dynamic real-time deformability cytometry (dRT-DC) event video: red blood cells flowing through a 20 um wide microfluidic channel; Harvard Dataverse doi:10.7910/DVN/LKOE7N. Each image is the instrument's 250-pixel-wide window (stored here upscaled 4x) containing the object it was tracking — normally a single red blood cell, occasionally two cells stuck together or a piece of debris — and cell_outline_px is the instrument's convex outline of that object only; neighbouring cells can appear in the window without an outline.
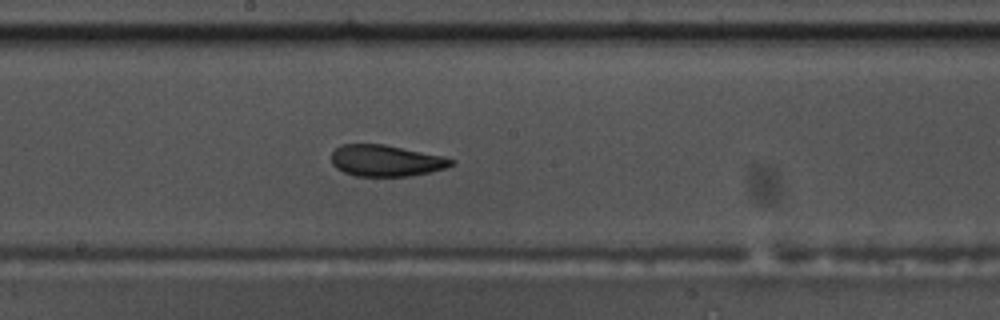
{"species": "common noctule bat (a hibernating species)", "species_latin": "Nyctalus noctula", "temperature_condition": "warm", "stored_images_in_passage": 47, "camera_frame_rate_fps": 3000, "um_per_image_px": 0.085, "animal": {"sex": "male", "body_mass_g": 17.5, "forearm_length_mm": 52.3}, "frame": {"image": 1, "passage_image": 21, "time_ms": 6.667, "image_size_px": [1000, 320], "cell_outline_px": [[456, 160], [452, 164], [444, 168], [412, 176], [356, 176], [344, 172], [336, 168], [332, 164], [332, 152], [340, 144], [384, 144], [444, 156]], "centroid_in_image_um": [32.79, 13.65], "position_along_channel_um": 215.4, "area_um2": 21.91}}
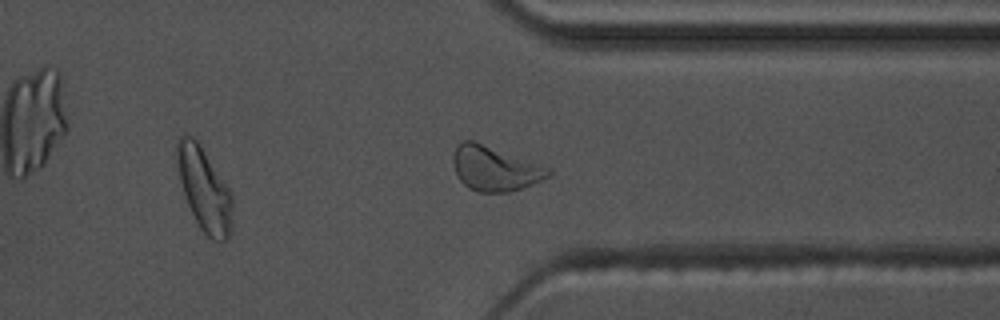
{"frame": {"image": 2, "passage_image": 34, "time_ms": 11.0, "image_size_px": [1000, 320], "cell_outline_px": [[552, 176], [532, 184], [508, 192], [476, 192], [468, 188], [460, 180], [456, 172], [452, 160], [452, 156], [456, 144], [460, 140], [472, 140], [540, 164], [548, 168], [552, 172]], "centroid_in_image_um": [42.03, 14.32], "position_along_channel_um": 369.4, "area_um2": 24.74}}
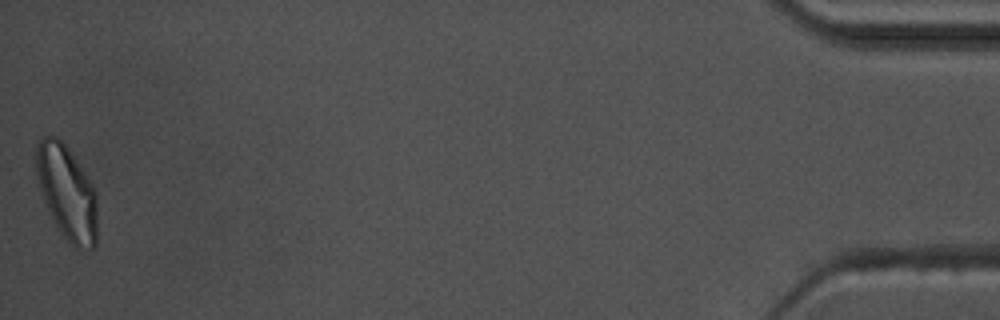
{"frame": {"image": 3, "passage_image": 47, "time_ms": 15.333, "image_size_px": [1000, 320], "cell_outline_px": [[96, 244], [92, 248], [80, 252], [60, 232], [48, 212], [36, 176], [36, 144], [44, 136], [56, 136], [68, 148], [96, 192]], "centroid_in_image_um": [5.67, 16.39], "position_along_channel_um": 429.5, "area_um2": 33.23}, "authors_computed_cell_mechanics": {"area_um2": 22.4842, "velocity_mm_per_s": 3.5702, "shape_relaxation_time_tau1_ms": 3.6143, "shape_relaxation_time_tau2_ms": 1.9192, "deformation_change_tau1": 0.1497, "deformation_change_tau2": 0.0926}}